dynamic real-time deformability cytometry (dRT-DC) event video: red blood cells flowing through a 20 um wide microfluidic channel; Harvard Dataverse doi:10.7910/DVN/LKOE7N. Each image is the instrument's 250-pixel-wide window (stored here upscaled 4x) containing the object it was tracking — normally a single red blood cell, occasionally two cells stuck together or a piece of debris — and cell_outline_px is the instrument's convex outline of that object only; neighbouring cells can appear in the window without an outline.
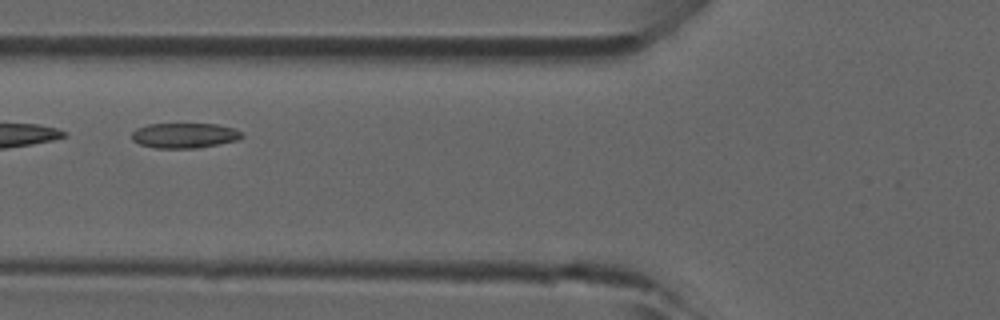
{"species": "common noctule bat (a hibernating species)", "species_latin": "Nyctalus noctula", "temperature_condition": "room temperature", "stored_images_in_passage": 6, "camera_frame_rate_fps": 3000, "um_per_image_px": 0.085, "animal": {"sex": "male", "forearm_length_mm": 52.5}, "frame": {"image": 1, "passage_image": 5, "time_ms": 1.333, "image_size_px": [1000, 320], "cell_outline_px": [[244, 136], [236, 140], [196, 148], [156, 148], [140, 144], [132, 140], [132, 132], [136, 128], [148, 124], [216, 124], [232, 128], [240, 132]], "centroid_in_image_um": [15.63, 11.51], "position_along_channel_um": 110.2, "area_um2": 15.9}}